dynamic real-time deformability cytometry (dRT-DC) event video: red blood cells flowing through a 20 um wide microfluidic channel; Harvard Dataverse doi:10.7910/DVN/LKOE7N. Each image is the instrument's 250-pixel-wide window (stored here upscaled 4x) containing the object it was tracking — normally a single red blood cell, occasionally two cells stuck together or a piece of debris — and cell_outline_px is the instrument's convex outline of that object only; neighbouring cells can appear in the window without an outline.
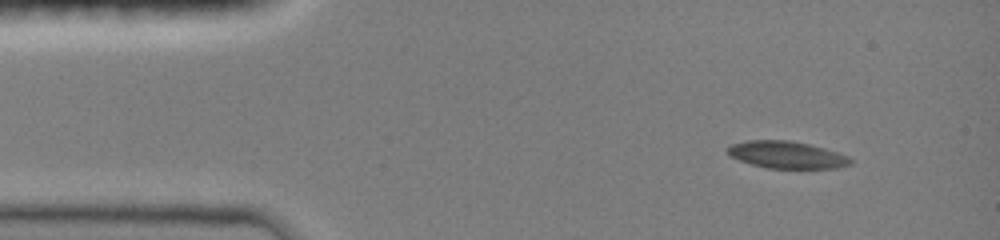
{"species": "common noctule bat (a hibernating species)", "species_latin": "Nyctalus noctula", "temperature_condition": "room temperature", "stored_images_in_passage": 46, "camera_frame_rate_fps": 3000, "um_per_image_px": 0.085, "animal": {"sex": "female", "body_mass_g": 19.0, "forearm_length_mm": 51.5}, "frame": {"image": 1, "passage_image": 4, "time_ms": 1.0, "image_size_px": [1000, 240], "cell_outline_px": [[852, 164], [836, 168], [764, 168], [740, 160], [732, 156], [724, 148], [732, 144], [748, 140], [788, 140], [808, 144], [824, 148], [848, 156], [852, 160]], "centroid_in_image_um": [66.87, 13.16], "position_along_channel_um": 18.1, "area_um2": 19.31}}
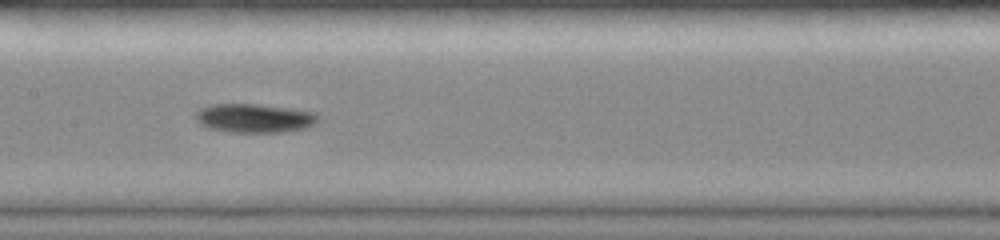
{"frame": {"image": 2, "passage_image": 22, "time_ms": 7.0, "image_size_px": [1000, 240], "cell_outline_px": [[320, 116], [316, 124], [308, 128], [280, 132], [228, 132], [208, 128], [200, 124], [196, 120], [196, 112], [200, 108], [212, 104], [256, 104], [292, 108], [316, 112]], "centroid_in_image_um": [21.66, 10.04], "position_along_channel_um": 185.7, "area_um2": 20.87}}
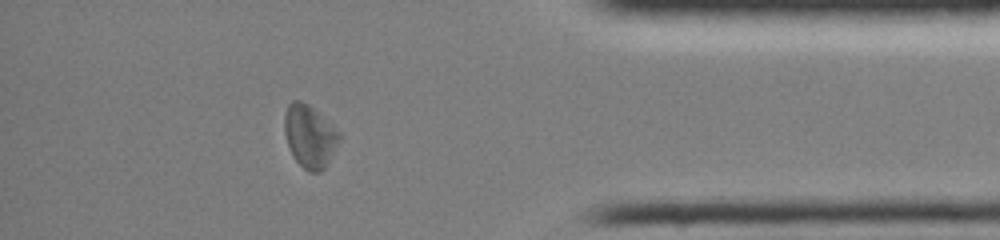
{"frame": {"image": 3, "passage_image": 40, "time_ms": 13.0, "image_size_px": [1000, 240], "cell_outline_px": [[340, 140], [324, 168], [320, 172], [308, 172], [292, 156], [284, 132], [284, 116], [288, 104], [292, 100], [300, 100], [308, 104], [340, 132]], "centroid_in_image_um": [26.3, 11.57], "position_along_channel_um": 408.9, "area_um2": 19.83}, "authors_computed_cell_mechanics": {"area_um2": 19.9988, "velocity_mm_per_s": 4.0248, "shape_relaxation_time_tau1_ms": 4.8239, "shape_relaxation_time_tau2_ms": null, "deformation_change_tau1": 0.1133, "deformation_change_tau2": null}}